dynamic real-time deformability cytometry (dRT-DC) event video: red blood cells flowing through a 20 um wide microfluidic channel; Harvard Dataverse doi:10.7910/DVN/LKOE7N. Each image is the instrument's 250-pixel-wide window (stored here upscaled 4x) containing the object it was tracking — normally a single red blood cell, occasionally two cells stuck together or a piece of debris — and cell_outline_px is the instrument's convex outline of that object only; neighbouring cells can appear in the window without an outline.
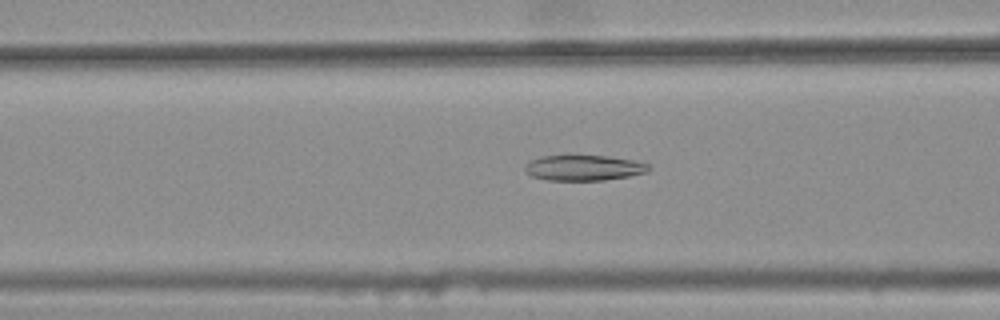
{"species": "common noctule bat (a hibernating species)", "species_latin": "Nyctalus noctula", "temperature_condition": "warm", "stored_images_in_passage": 47, "camera_frame_rate_fps": 3000, "um_per_image_px": 0.085, "animal": {"sex": "female", "body_mass_g": 25.1}, "frame": {"image": 1, "passage_image": 21, "time_ms": 6.667, "image_size_px": [1000, 320], "cell_outline_px": [[648, 172], [628, 176], [604, 180], [548, 180], [532, 176], [524, 172], [524, 164], [540, 156], [608, 156], [632, 160], [648, 164]], "centroid_in_image_um": [49.57, 14.27], "position_along_channel_um": 117.0, "area_um2": 18.21}}
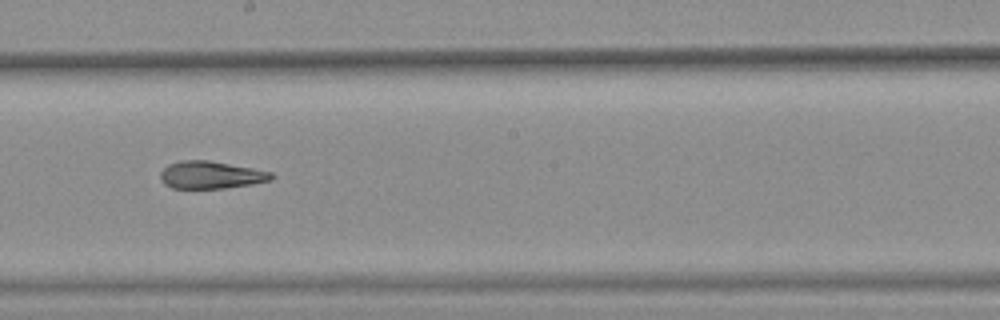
{"frame": {"image": 2, "passage_image": 30, "time_ms": 9.667, "image_size_px": [1000, 320], "cell_outline_px": [[276, 176], [272, 180], [252, 184], [224, 188], [172, 188], [164, 184], [160, 180], [160, 172], [168, 164], [180, 160], [208, 160], [252, 168], [272, 172]], "centroid_in_image_um": [17.92, 14.87], "position_along_channel_um": 230.3, "area_um2": 17.86}}
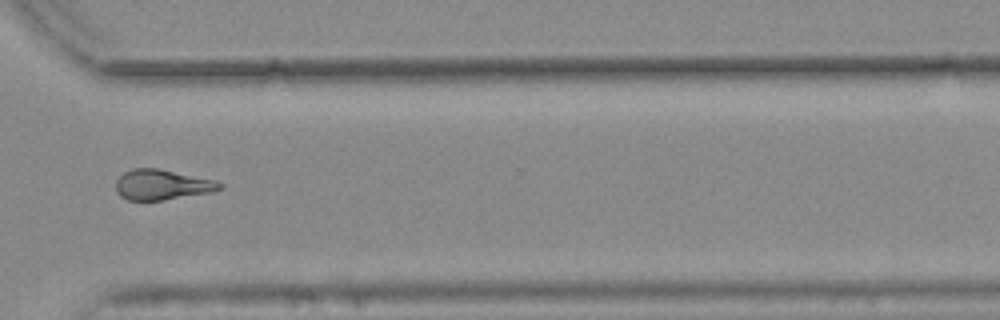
{"frame": {"image": 3, "passage_image": 40, "time_ms": 13.0, "image_size_px": [1000, 320], "cell_outline_px": [[224, 188], [208, 192], [164, 200], [128, 200], [120, 196], [116, 192], [116, 180], [124, 172], [132, 168], [156, 168], [216, 180], [224, 184]], "centroid_in_image_um": [13.76, 15.7], "position_along_channel_um": 356.8, "area_um2": 18.26}, "authors_computed_cell_mechanics": {"area_um2": 18.7272, "velocity_mm_per_s": 3.7813, "shape_relaxation_time_tau1_ms": null, "shape_relaxation_time_tau2_ms": 3.8883, "deformation_change_tau1": null, "deformation_change_tau2": 0.1332}}